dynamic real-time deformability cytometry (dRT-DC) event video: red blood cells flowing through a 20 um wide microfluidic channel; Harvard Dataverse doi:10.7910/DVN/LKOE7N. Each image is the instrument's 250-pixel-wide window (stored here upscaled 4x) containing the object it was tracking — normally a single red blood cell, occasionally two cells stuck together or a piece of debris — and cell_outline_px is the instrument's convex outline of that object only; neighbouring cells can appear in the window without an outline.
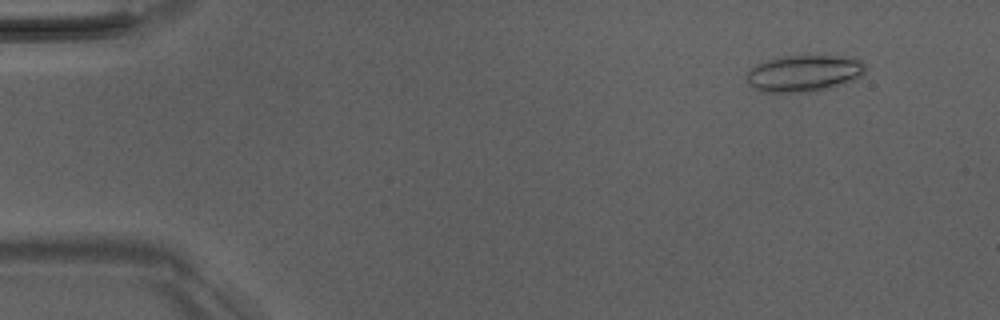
{"species": "Egyptian fruit bat (a non-hibernating species)", "species_latin": "Rousettus aegyptiacus", "temperature_condition": "room temperature", "stored_images_in_passage": 5, "camera_frame_rate_fps": 3000, "um_per_image_px": 0.085, "animal": {"sex": "male"}, "frame": {"image": 1, "passage_image": 2, "time_ms": 1.0, "image_size_px": [1000, 320], "cell_outline_px": [[868, 68], [856, 80], [844, 84], [816, 92], [764, 92], [752, 88], [748, 84], [748, 72], [756, 64], [768, 60], [784, 56], [852, 56], [860, 60]], "centroid_in_image_um": [68.4, 6.24], "position_along_channel_um": 16.6, "area_um2": 25.61}}